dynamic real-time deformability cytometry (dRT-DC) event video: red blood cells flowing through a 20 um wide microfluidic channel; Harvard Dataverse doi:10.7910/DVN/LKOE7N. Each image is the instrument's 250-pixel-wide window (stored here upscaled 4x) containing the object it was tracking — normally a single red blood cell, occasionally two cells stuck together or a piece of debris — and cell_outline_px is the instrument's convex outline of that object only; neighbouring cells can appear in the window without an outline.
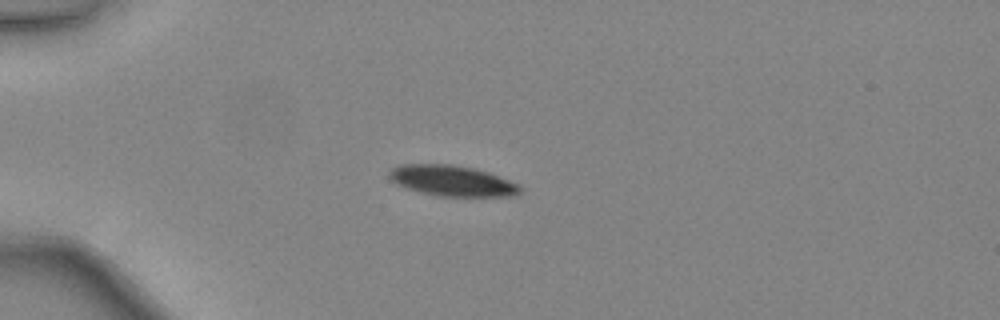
{"species": "common noctule bat (a hibernating species)", "species_latin": "Nyctalus noctula", "temperature_condition": "warm", "stored_images_in_passage": 35, "camera_frame_rate_fps": 3000, "um_per_image_px": 0.085, "animal": {"sex": "female", "body_mass_g": 24.6, "forearm_length_mm": 56.2}, "frame": {"image": 1, "passage_image": 1, "time_ms": 0.0, "image_size_px": [1000, 320], "cell_outline_px": [[520, 192], [516, 196], [436, 196], [404, 188], [396, 184], [388, 176], [388, 172], [392, 168], [400, 164], [452, 164], [476, 168], [488, 172], [520, 184]], "centroid_in_image_um": [38.41, 15.36], "position_along_channel_um": 46.6, "area_um2": 23.64}}
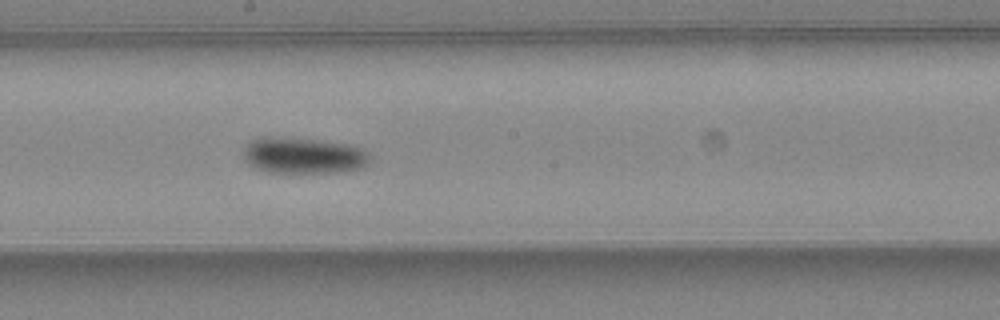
{"frame": {"image": 2, "passage_image": 15, "time_ms": 4.667, "image_size_px": [1000, 320], "cell_outline_px": [[372, 160], [364, 168], [336, 172], [268, 172], [256, 168], [248, 164], [244, 160], [244, 152], [248, 144], [252, 140], [260, 136], [268, 136], [316, 140], [348, 144], [364, 148], [372, 156]], "centroid_in_image_um": [25.85, 13.22], "position_along_channel_um": 222.4, "area_um2": 26.82}}
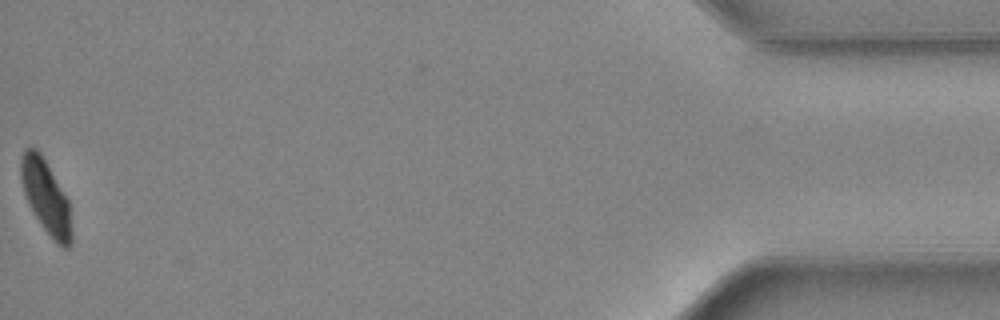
{"frame": {"image": 3, "passage_image": 35, "time_ms": 11.333, "image_size_px": [1000, 320], "cell_outline_px": [[72, 244], [68, 248], [64, 248], [56, 244], [52, 240], [28, 204], [20, 180], [20, 160], [24, 148], [36, 148], [40, 152], [68, 200], [72, 232]], "centroid_in_image_um": [3.9, 16.76], "position_along_channel_um": 431.3, "area_um2": 21.62}, "authors_computed_cell_mechanics": {"area_um2": 25.2008, "velocity_mm_per_s": 4.4418, "shape_relaxation_time_tau1_ms": 2.7588, "shape_relaxation_time_tau2_ms": null, "deformation_change_tau1": 0.124, "deformation_change_tau2": null}}